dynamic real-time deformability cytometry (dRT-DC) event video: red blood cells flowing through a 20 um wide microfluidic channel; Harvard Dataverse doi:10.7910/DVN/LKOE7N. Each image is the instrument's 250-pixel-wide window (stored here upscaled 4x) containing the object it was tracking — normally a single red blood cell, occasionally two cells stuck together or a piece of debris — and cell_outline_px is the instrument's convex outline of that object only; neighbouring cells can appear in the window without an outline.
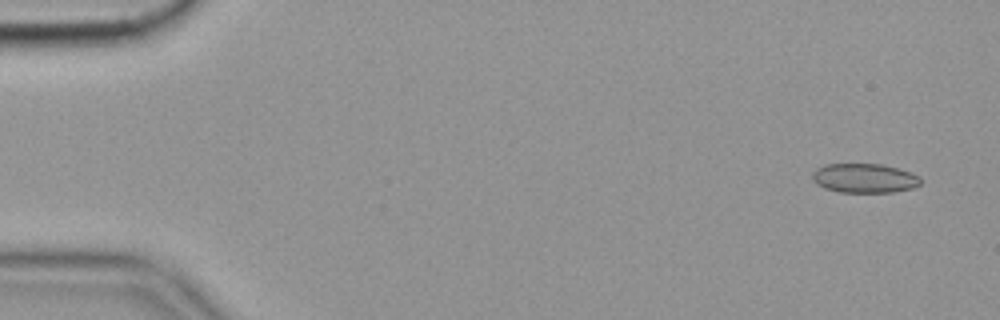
{"species": "common noctule bat (a hibernating species)", "species_latin": "Nyctalus noctula", "temperature_condition": "cold", "stored_images_in_passage": 57, "camera_frame_rate_fps": 3000, "um_per_image_px": 0.085, "animal": {"sex": "female", "body_mass_g": 19.9}, "frame": {"image": 1, "passage_image": 3, "time_ms": 0.667, "image_size_px": [1000, 320], "cell_outline_px": [[920, 184], [912, 188], [892, 192], [840, 192], [824, 188], [816, 184], [812, 180], [812, 172], [816, 168], [824, 164], [884, 164], [900, 168], [912, 172], [920, 176]], "centroid_in_image_um": [73.47, 15.13], "position_along_channel_um": 11.5, "area_um2": 18.73}}
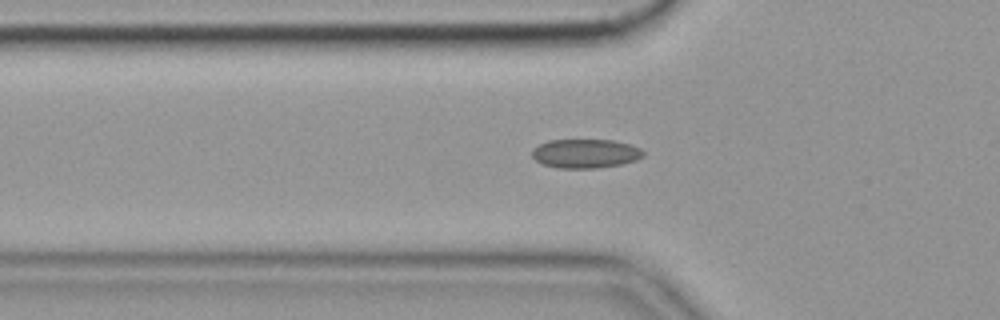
{"frame": {"image": 2, "passage_image": 19, "time_ms": 6.0, "image_size_px": [1000, 320], "cell_outline_px": [[644, 156], [636, 160], [620, 164], [596, 168], [556, 168], [544, 164], [536, 160], [532, 156], [532, 148], [548, 140], [612, 140], [628, 144], [640, 148], [644, 152]], "centroid_in_image_um": [49.74, 13.05], "position_along_channel_um": 76.1, "area_um2": 18.73}}
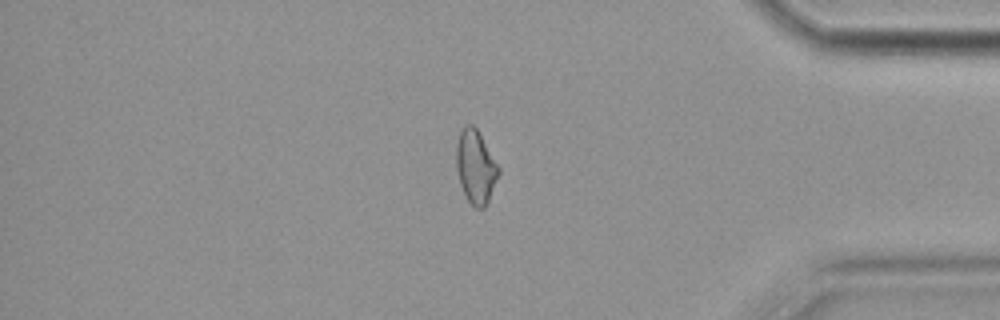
{"frame": {"image": 3, "passage_image": 48, "time_ms": 15.667, "image_size_px": [1000, 320], "cell_outline_px": [[500, 172], [488, 200], [484, 208], [476, 208], [468, 200], [460, 184], [456, 168], [456, 144], [460, 132], [464, 124], [472, 124], [476, 128], [500, 168]], "centroid_in_image_um": [40.41, 14.16], "position_along_channel_um": 394.8, "area_um2": 17.86}, "authors_computed_cell_mechanics": {"area_um2": 18.5538, "velocity_mm_per_s": 3.5612, "shape_relaxation_time_tau1_ms": null, "shape_relaxation_time_tau2_ms": 2.1115, "deformation_change_tau1": null, "deformation_change_tau2": 0.0744}}